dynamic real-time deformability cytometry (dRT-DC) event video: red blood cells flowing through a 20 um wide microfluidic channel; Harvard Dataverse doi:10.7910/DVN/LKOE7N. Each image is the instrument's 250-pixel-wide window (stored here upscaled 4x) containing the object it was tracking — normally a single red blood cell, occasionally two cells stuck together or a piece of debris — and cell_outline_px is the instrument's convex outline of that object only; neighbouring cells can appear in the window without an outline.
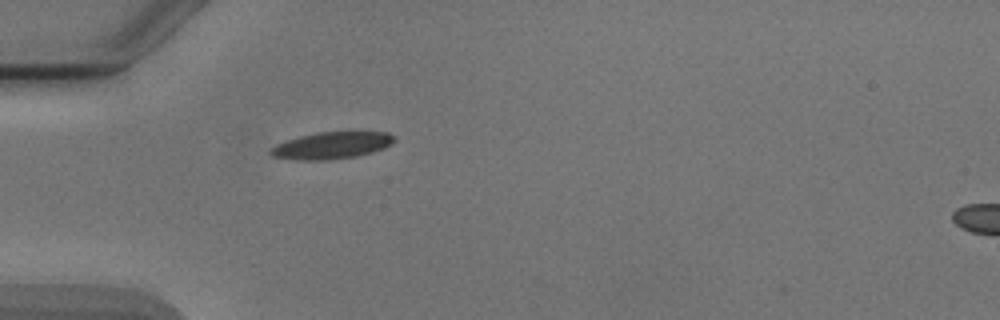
{"species": "Egyptian fruit bat (a non-hibernating species)", "species_latin": "Rousettus aegyptiacus", "temperature_condition": "cold", "stored_images_in_passage": 5, "camera_frame_rate_fps": 3000, "um_per_image_px": 0.085, "animal": {"sex": "male"}, "frame": {"image": 1, "passage_image": 5, "time_ms": 5.333, "image_size_px": [1000, 320], "cell_outline_px": [[396, 140], [392, 144], [384, 148], [372, 152], [356, 156], [328, 160], [292, 160], [272, 156], [268, 152], [276, 144], [300, 136], [316, 132], [388, 132], [396, 136]], "centroid_in_image_um": [28.21, 12.36], "position_along_channel_um": 56.8, "area_um2": 19.48}}